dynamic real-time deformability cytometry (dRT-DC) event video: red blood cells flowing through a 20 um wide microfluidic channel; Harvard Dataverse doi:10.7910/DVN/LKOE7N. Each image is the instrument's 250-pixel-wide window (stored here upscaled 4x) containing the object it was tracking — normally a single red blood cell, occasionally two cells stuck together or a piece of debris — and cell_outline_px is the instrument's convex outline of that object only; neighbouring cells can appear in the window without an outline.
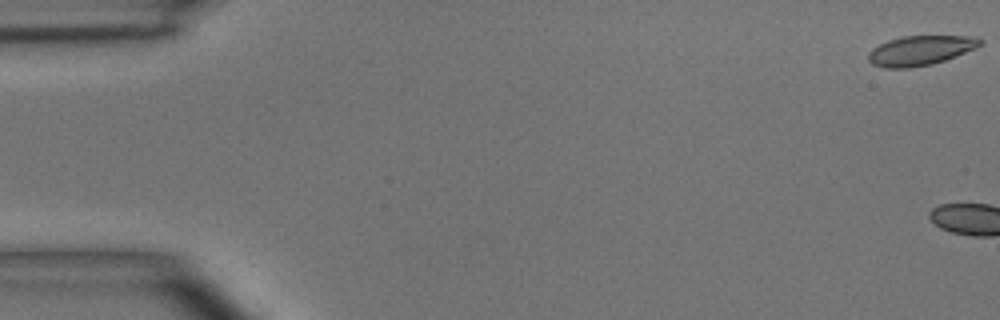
{"species": "common noctule bat (a hibernating species)", "species_latin": "Nyctalus noctula", "temperature_condition": "room temperature", "stored_images_in_passage": 5, "camera_frame_rate_fps": 3000, "um_per_image_px": 0.085, "animal": {"sex": "male", "body_mass_g": 15.6}, "frame": {"image": 1, "passage_image": 1, "time_ms": 0.0, "image_size_px": [1000, 320], "cell_outline_px": [[984, 40], [976, 48], [956, 56], [932, 64], [908, 68], [884, 68], [872, 64], [868, 60], [868, 52], [872, 48], [888, 40], [904, 36], [968, 36]], "centroid_in_image_um": [78.2, 4.29], "position_along_channel_um": 6.8, "area_um2": 19.25}}
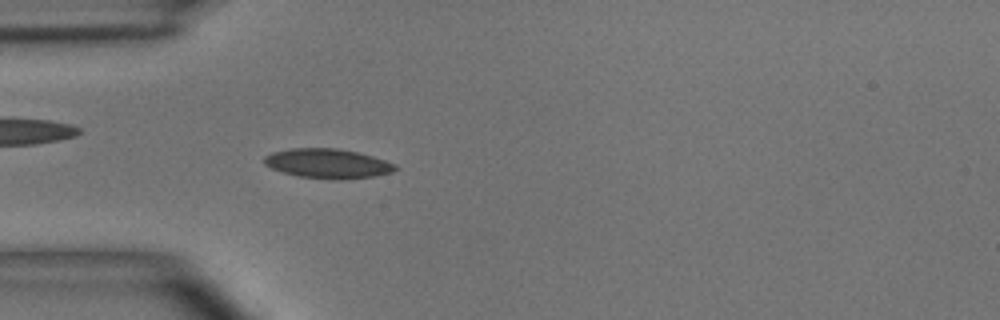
{"frame": {"image": 2, "passage_image": 5, "time_ms": 5.667, "image_size_px": [1000, 320], "cell_outline_px": [[400, 168], [392, 172], [372, 176], [344, 180], [332, 180], [300, 176], [284, 172], [272, 168], [264, 164], [264, 156], [272, 152], [292, 148], [336, 148], [356, 152], [372, 156], [384, 160]], "centroid_in_image_um": [27.84, 13.9], "position_along_channel_um": 57.2, "area_um2": 22.43}}